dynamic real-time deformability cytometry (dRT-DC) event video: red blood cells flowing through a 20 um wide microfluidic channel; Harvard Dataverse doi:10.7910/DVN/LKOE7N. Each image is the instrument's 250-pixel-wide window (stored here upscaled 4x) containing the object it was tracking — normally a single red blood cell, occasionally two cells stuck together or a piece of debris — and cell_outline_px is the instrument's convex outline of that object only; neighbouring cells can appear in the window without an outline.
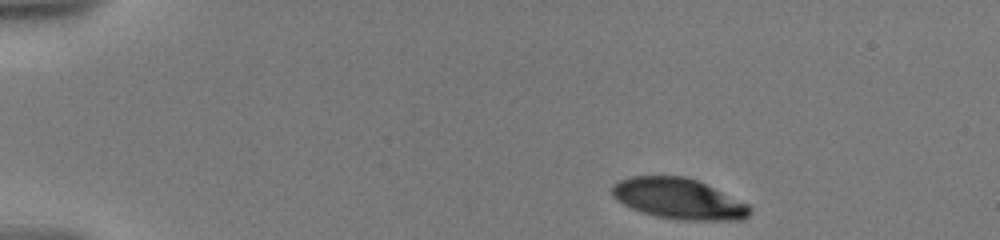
{"species": "human", "species_latin": "Homo sapiens", "temperature_condition": "warm", "stored_images_in_passage": 6, "camera_frame_rate_fps": 3000, "um_per_image_px": 0.085, "donor": {"sex": "male"}, "frame": {"image": 1, "passage_image": 1, "time_ms": 0.0, "image_size_px": [1000, 240], "cell_outline_px": [[752, 212], [744, 220], [676, 220], [656, 216], [640, 212], [616, 200], [612, 196], [612, 184], [620, 180], [632, 176], [684, 176], [696, 180], [748, 204], [752, 208]], "centroid_in_image_um": [57.67, 16.91], "position_along_channel_um": 27.3, "area_um2": 32.66}}
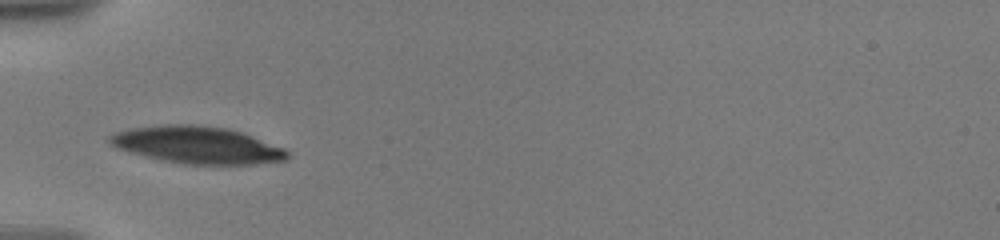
{"frame": {"image": 2, "passage_image": 5, "time_ms": 3.667, "image_size_px": [1000, 240], "cell_outline_px": [[288, 156], [284, 160], [252, 164], [192, 164], [168, 160], [148, 156], [132, 152], [120, 148], [112, 144], [108, 140], [108, 136], [116, 132], [132, 128], [160, 124], [192, 124], [228, 128], [252, 136], [284, 148], [288, 152]], "centroid_in_image_um": [16.78, 12.3], "position_along_channel_um": 68.2, "area_um2": 37.63}}